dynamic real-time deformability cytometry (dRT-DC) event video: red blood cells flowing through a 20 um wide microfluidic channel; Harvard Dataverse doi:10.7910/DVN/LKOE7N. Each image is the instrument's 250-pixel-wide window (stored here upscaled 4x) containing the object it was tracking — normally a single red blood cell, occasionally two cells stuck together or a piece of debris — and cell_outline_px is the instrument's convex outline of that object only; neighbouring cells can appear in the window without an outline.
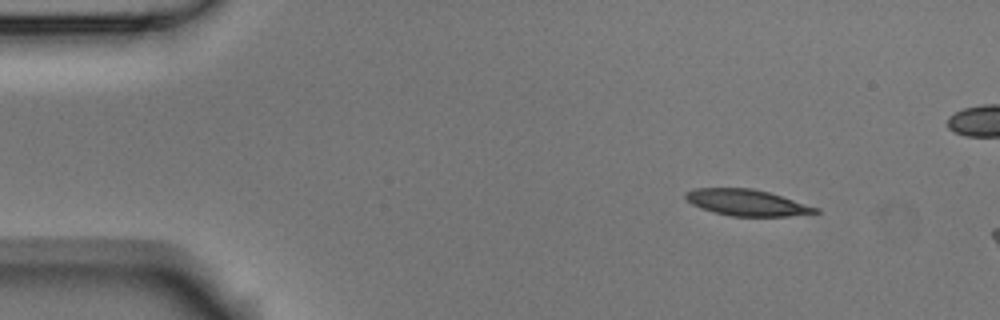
{"species": "Egyptian fruit bat (a non-hibernating species)", "species_latin": "Rousettus aegyptiacus", "temperature_condition": "room temperature", "stored_images_in_passage": 3, "camera_frame_rate_fps": 3000, "um_per_image_px": 0.085, "animal": {"sex": "male"}, "frame": {"image": 1, "passage_image": 1, "time_ms": 0.0, "image_size_px": [1000, 320], "cell_outline_px": [[820, 212], [788, 216], [732, 216], [712, 212], [700, 208], [692, 204], [684, 196], [684, 192], [696, 188], [752, 188], [768, 192], [820, 208]], "centroid_in_image_um": [63.46, 17.22], "position_along_channel_um": 21.5, "area_um2": 19.83}}